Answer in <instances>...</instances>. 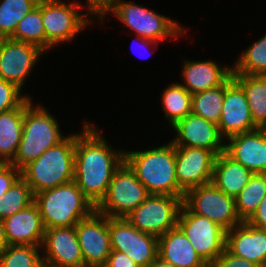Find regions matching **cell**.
I'll return each mask as SVG.
<instances>
[{"mask_svg":"<svg viewBox=\"0 0 266 267\" xmlns=\"http://www.w3.org/2000/svg\"><path fill=\"white\" fill-rule=\"evenodd\" d=\"M39 0H0V39L10 38L18 23L31 11Z\"/></svg>","mask_w":266,"mask_h":267,"instance_id":"30","label":"cell"},{"mask_svg":"<svg viewBox=\"0 0 266 267\" xmlns=\"http://www.w3.org/2000/svg\"><path fill=\"white\" fill-rule=\"evenodd\" d=\"M41 251L44 267H84L75 226L45 229Z\"/></svg>","mask_w":266,"mask_h":267,"instance_id":"15","label":"cell"},{"mask_svg":"<svg viewBox=\"0 0 266 267\" xmlns=\"http://www.w3.org/2000/svg\"><path fill=\"white\" fill-rule=\"evenodd\" d=\"M262 230L264 231L265 235H266V227L265 228H262Z\"/></svg>","mask_w":266,"mask_h":267,"instance_id":"46","label":"cell"},{"mask_svg":"<svg viewBox=\"0 0 266 267\" xmlns=\"http://www.w3.org/2000/svg\"><path fill=\"white\" fill-rule=\"evenodd\" d=\"M261 129L266 130V123L261 127Z\"/></svg>","mask_w":266,"mask_h":267,"instance_id":"45","label":"cell"},{"mask_svg":"<svg viewBox=\"0 0 266 267\" xmlns=\"http://www.w3.org/2000/svg\"><path fill=\"white\" fill-rule=\"evenodd\" d=\"M234 64L232 74L266 76V35L243 51Z\"/></svg>","mask_w":266,"mask_h":267,"instance_id":"31","label":"cell"},{"mask_svg":"<svg viewBox=\"0 0 266 267\" xmlns=\"http://www.w3.org/2000/svg\"><path fill=\"white\" fill-rule=\"evenodd\" d=\"M103 267H140L125 253L112 250Z\"/></svg>","mask_w":266,"mask_h":267,"instance_id":"39","label":"cell"},{"mask_svg":"<svg viewBox=\"0 0 266 267\" xmlns=\"http://www.w3.org/2000/svg\"><path fill=\"white\" fill-rule=\"evenodd\" d=\"M224 152L253 173L266 174V130L258 128L226 139Z\"/></svg>","mask_w":266,"mask_h":267,"instance_id":"19","label":"cell"},{"mask_svg":"<svg viewBox=\"0 0 266 267\" xmlns=\"http://www.w3.org/2000/svg\"><path fill=\"white\" fill-rule=\"evenodd\" d=\"M15 84L0 78V113L17 108L28 95H21Z\"/></svg>","mask_w":266,"mask_h":267,"instance_id":"35","label":"cell"},{"mask_svg":"<svg viewBox=\"0 0 266 267\" xmlns=\"http://www.w3.org/2000/svg\"><path fill=\"white\" fill-rule=\"evenodd\" d=\"M233 79L243 88L251 118L261 128L266 123V76L232 74Z\"/></svg>","mask_w":266,"mask_h":267,"instance_id":"26","label":"cell"},{"mask_svg":"<svg viewBox=\"0 0 266 267\" xmlns=\"http://www.w3.org/2000/svg\"><path fill=\"white\" fill-rule=\"evenodd\" d=\"M34 202L31 187L20 176L0 197V220L26 209Z\"/></svg>","mask_w":266,"mask_h":267,"instance_id":"32","label":"cell"},{"mask_svg":"<svg viewBox=\"0 0 266 267\" xmlns=\"http://www.w3.org/2000/svg\"><path fill=\"white\" fill-rule=\"evenodd\" d=\"M69 3L63 0H41L45 52L57 44L71 41L84 27L91 24V18L88 19L87 14L79 13L82 6L80 3Z\"/></svg>","mask_w":266,"mask_h":267,"instance_id":"8","label":"cell"},{"mask_svg":"<svg viewBox=\"0 0 266 267\" xmlns=\"http://www.w3.org/2000/svg\"><path fill=\"white\" fill-rule=\"evenodd\" d=\"M75 144L76 134H68L21 169V177L31 187L33 194L74 180Z\"/></svg>","mask_w":266,"mask_h":267,"instance_id":"3","label":"cell"},{"mask_svg":"<svg viewBox=\"0 0 266 267\" xmlns=\"http://www.w3.org/2000/svg\"><path fill=\"white\" fill-rule=\"evenodd\" d=\"M249 225L262 229L266 227V195L262 198L256 211L246 221Z\"/></svg>","mask_w":266,"mask_h":267,"instance_id":"40","label":"cell"},{"mask_svg":"<svg viewBox=\"0 0 266 267\" xmlns=\"http://www.w3.org/2000/svg\"><path fill=\"white\" fill-rule=\"evenodd\" d=\"M135 39H136V40L139 39V41H141L140 44H142L143 47H145V49H146L148 46H151V44H152V45L154 44V47H155V46H157V44L159 43V42H154V41H151V40H148V39H143L142 37H139V36L135 37ZM156 43H157V44H156ZM149 44H150V45H149ZM141 47H142V46H141Z\"/></svg>","mask_w":266,"mask_h":267,"instance_id":"43","label":"cell"},{"mask_svg":"<svg viewBox=\"0 0 266 267\" xmlns=\"http://www.w3.org/2000/svg\"><path fill=\"white\" fill-rule=\"evenodd\" d=\"M266 195V174L254 173L245 187L235 196L238 217L246 222Z\"/></svg>","mask_w":266,"mask_h":267,"instance_id":"27","label":"cell"},{"mask_svg":"<svg viewBox=\"0 0 266 267\" xmlns=\"http://www.w3.org/2000/svg\"><path fill=\"white\" fill-rule=\"evenodd\" d=\"M149 267H175L169 263L164 262L159 257H157Z\"/></svg>","mask_w":266,"mask_h":267,"instance_id":"42","label":"cell"},{"mask_svg":"<svg viewBox=\"0 0 266 267\" xmlns=\"http://www.w3.org/2000/svg\"><path fill=\"white\" fill-rule=\"evenodd\" d=\"M182 205L180 197L150 194L125 218L138 230L159 238L177 227Z\"/></svg>","mask_w":266,"mask_h":267,"instance_id":"9","label":"cell"},{"mask_svg":"<svg viewBox=\"0 0 266 267\" xmlns=\"http://www.w3.org/2000/svg\"><path fill=\"white\" fill-rule=\"evenodd\" d=\"M183 204L192 213L207 217L226 231L242 223L236 212L235 197L225 194L212 182L186 191Z\"/></svg>","mask_w":266,"mask_h":267,"instance_id":"10","label":"cell"},{"mask_svg":"<svg viewBox=\"0 0 266 267\" xmlns=\"http://www.w3.org/2000/svg\"><path fill=\"white\" fill-rule=\"evenodd\" d=\"M7 164L8 163L4 159L0 158V170L4 168Z\"/></svg>","mask_w":266,"mask_h":267,"instance_id":"44","label":"cell"},{"mask_svg":"<svg viewBox=\"0 0 266 267\" xmlns=\"http://www.w3.org/2000/svg\"><path fill=\"white\" fill-rule=\"evenodd\" d=\"M76 133L74 181L97 206L106 196L116 169L124 162V151L111 148L89 122Z\"/></svg>","mask_w":266,"mask_h":267,"instance_id":"1","label":"cell"},{"mask_svg":"<svg viewBox=\"0 0 266 267\" xmlns=\"http://www.w3.org/2000/svg\"><path fill=\"white\" fill-rule=\"evenodd\" d=\"M225 98V82L218 87L192 94V113L218 125Z\"/></svg>","mask_w":266,"mask_h":267,"instance_id":"29","label":"cell"},{"mask_svg":"<svg viewBox=\"0 0 266 267\" xmlns=\"http://www.w3.org/2000/svg\"><path fill=\"white\" fill-rule=\"evenodd\" d=\"M43 53L35 44L1 38L0 78L21 89Z\"/></svg>","mask_w":266,"mask_h":267,"instance_id":"14","label":"cell"},{"mask_svg":"<svg viewBox=\"0 0 266 267\" xmlns=\"http://www.w3.org/2000/svg\"><path fill=\"white\" fill-rule=\"evenodd\" d=\"M8 245L9 244L6 240L3 221L0 220V254Z\"/></svg>","mask_w":266,"mask_h":267,"instance_id":"41","label":"cell"},{"mask_svg":"<svg viewBox=\"0 0 266 267\" xmlns=\"http://www.w3.org/2000/svg\"><path fill=\"white\" fill-rule=\"evenodd\" d=\"M32 103L28 96L17 108L0 113V158L11 163L23 133L24 110Z\"/></svg>","mask_w":266,"mask_h":267,"instance_id":"24","label":"cell"},{"mask_svg":"<svg viewBox=\"0 0 266 267\" xmlns=\"http://www.w3.org/2000/svg\"><path fill=\"white\" fill-rule=\"evenodd\" d=\"M176 177L186 192L211 183L216 155L205 148L175 146Z\"/></svg>","mask_w":266,"mask_h":267,"instance_id":"17","label":"cell"},{"mask_svg":"<svg viewBox=\"0 0 266 267\" xmlns=\"http://www.w3.org/2000/svg\"><path fill=\"white\" fill-rule=\"evenodd\" d=\"M10 39L35 44L45 52V29L41 13V0L36 8L18 23Z\"/></svg>","mask_w":266,"mask_h":267,"instance_id":"33","label":"cell"},{"mask_svg":"<svg viewBox=\"0 0 266 267\" xmlns=\"http://www.w3.org/2000/svg\"><path fill=\"white\" fill-rule=\"evenodd\" d=\"M124 161L150 194L184 198L176 177L175 146L168 144L145 151H124Z\"/></svg>","mask_w":266,"mask_h":267,"instance_id":"2","label":"cell"},{"mask_svg":"<svg viewBox=\"0 0 266 267\" xmlns=\"http://www.w3.org/2000/svg\"><path fill=\"white\" fill-rule=\"evenodd\" d=\"M84 267H103L111 254L109 217L95 210L76 225Z\"/></svg>","mask_w":266,"mask_h":267,"instance_id":"13","label":"cell"},{"mask_svg":"<svg viewBox=\"0 0 266 267\" xmlns=\"http://www.w3.org/2000/svg\"><path fill=\"white\" fill-rule=\"evenodd\" d=\"M218 127L225 139L258 129L251 118L245 92L232 75L225 81V98Z\"/></svg>","mask_w":266,"mask_h":267,"instance_id":"16","label":"cell"},{"mask_svg":"<svg viewBox=\"0 0 266 267\" xmlns=\"http://www.w3.org/2000/svg\"><path fill=\"white\" fill-rule=\"evenodd\" d=\"M209 267H261L247 259L230 253L226 248Z\"/></svg>","mask_w":266,"mask_h":267,"instance_id":"36","label":"cell"},{"mask_svg":"<svg viewBox=\"0 0 266 267\" xmlns=\"http://www.w3.org/2000/svg\"><path fill=\"white\" fill-rule=\"evenodd\" d=\"M225 248L232 254L266 267V235L246 222L226 231Z\"/></svg>","mask_w":266,"mask_h":267,"instance_id":"21","label":"cell"},{"mask_svg":"<svg viewBox=\"0 0 266 267\" xmlns=\"http://www.w3.org/2000/svg\"><path fill=\"white\" fill-rule=\"evenodd\" d=\"M34 203L45 229L73 227L96 210L74 180L34 194Z\"/></svg>","mask_w":266,"mask_h":267,"instance_id":"4","label":"cell"},{"mask_svg":"<svg viewBox=\"0 0 266 267\" xmlns=\"http://www.w3.org/2000/svg\"><path fill=\"white\" fill-rule=\"evenodd\" d=\"M253 174L252 171L222 152L215 158L211 182L225 194L235 197Z\"/></svg>","mask_w":266,"mask_h":267,"instance_id":"25","label":"cell"},{"mask_svg":"<svg viewBox=\"0 0 266 267\" xmlns=\"http://www.w3.org/2000/svg\"><path fill=\"white\" fill-rule=\"evenodd\" d=\"M49 113L43 105L34 106L33 103L24 110L22 138L11 162L17 169L21 170L66 137L61 134L58 121Z\"/></svg>","mask_w":266,"mask_h":267,"instance_id":"5","label":"cell"},{"mask_svg":"<svg viewBox=\"0 0 266 267\" xmlns=\"http://www.w3.org/2000/svg\"><path fill=\"white\" fill-rule=\"evenodd\" d=\"M192 94L180 83L169 85L162 94V109L172 127L176 122L192 113Z\"/></svg>","mask_w":266,"mask_h":267,"instance_id":"28","label":"cell"},{"mask_svg":"<svg viewBox=\"0 0 266 267\" xmlns=\"http://www.w3.org/2000/svg\"><path fill=\"white\" fill-rule=\"evenodd\" d=\"M172 128L177 134L171 141L174 146L205 148L216 156L225 150V138L218 125L193 113L176 122Z\"/></svg>","mask_w":266,"mask_h":267,"instance_id":"18","label":"cell"},{"mask_svg":"<svg viewBox=\"0 0 266 267\" xmlns=\"http://www.w3.org/2000/svg\"><path fill=\"white\" fill-rule=\"evenodd\" d=\"M219 65L215 60L189 61L184 60L180 83L190 94L203 92L221 86L233 72V67Z\"/></svg>","mask_w":266,"mask_h":267,"instance_id":"22","label":"cell"},{"mask_svg":"<svg viewBox=\"0 0 266 267\" xmlns=\"http://www.w3.org/2000/svg\"><path fill=\"white\" fill-rule=\"evenodd\" d=\"M115 1L116 0H87L85 4V10L87 9L86 14L89 15V17L90 15H94V19L98 17L100 21L103 22V18L112 11Z\"/></svg>","mask_w":266,"mask_h":267,"instance_id":"37","label":"cell"},{"mask_svg":"<svg viewBox=\"0 0 266 267\" xmlns=\"http://www.w3.org/2000/svg\"><path fill=\"white\" fill-rule=\"evenodd\" d=\"M111 249L128 255L140 267L158 257V238L135 228L126 218L109 217Z\"/></svg>","mask_w":266,"mask_h":267,"instance_id":"12","label":"cell"},{"mask_svg":"<svg viewBox=\"0 0 266 267\" xmlns=\"http://www.w3.org/2000/svg\"><path fill=\"white\" fill-rule=\"evenodd\" d=\"M2 221L9 245L42 246L45 227L39 208L34 202L26 209L8 216Z\"/></svg>","mask_w":266,"mask_h":267,"instance_id":"20","label":"cell"},{"mask_svg":"<svg viewBox=\"0 0 266 267\" xmlns=\"http://www.w3.org/2000/svg\"><path fill=\"white\" fill-rule=\"evenodd\" d=\"M39 248L41 246L8 245L0 254V267H44Z\"/></svg>","mask_w":266,"mask_h":267,"instance_id":"34","label":"cell"},{"mask_svg":"<svg viewBox=\"0 0 266 267\" xmlns=\"http://www.w3.org/2000/svg\"><path fill=\"white\" fill-rule=\"evenodd\" d=\"M21 176V170L8 163L0 170V197L8 191Z\"/></svg>","mask_w":266,"mask_h":267,"instance_id":"38","label":"cell"},{"mask_svg":"<svg viewBox=\"0 0 266 267\" xmlns=\"http://www.w3.org/2000/svg\"><path fill=\"white\" fill-rule=\"evenodd\" d=\"M110 13L134 31L136 36L154 42L160 43L167 38H177L187 33L178 22L130 1L116 0Z\"/></svg>","mask_w":266,"mask_h":267,"instance_id":"6","label":"cell"},{"mask_svg":"<svg viewBox=\"0 0 266 267\" xmlns=\"http://www.w3.org/2000/svg\"><path fill=\"white\" fill-rule=\"evenodd\" d=\"M158 257L175 267H209L178 227L158 238Z\"/></svg>","mask_w":266,"mask_h":267,"instance_id":"23","label":"cell"},{"mask_svg":"<svg viewBox=\"0 0 266 267\" xmlns=\"http://www.w3.org/2000/svg\"><path fill=\"white\" fill-rule=\"evenodd\" d=\"M177 227L208 265L225 249L226 230L207 217L192 213L184 204L179 212Z\"/></svg>","mask_w":266,"mask_h":267,"instance_id":"11","label":"cell"},{"mask_svg":"<svg viewBox=\"0 0 266 267\" xmlns=\"http://www.w3.org/2000/svg\"><path fill=\"white\" fill-rule=\"evenodd\" d=\"M149 195L147 188L124 161L114 172L107 194L96 210L108 217L125 218Z\"/></svg>","mask_w":266,"mask_h":267,"instance_id":"7","label":"cell"}]
</instances>
